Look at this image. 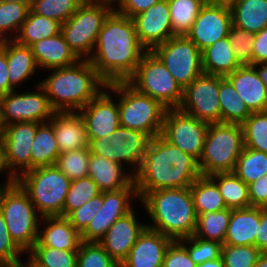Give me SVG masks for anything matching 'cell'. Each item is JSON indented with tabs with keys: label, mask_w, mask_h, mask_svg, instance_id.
<instances>
[{
	"label": "cell",
	"mask_w": 267,
	"mask_h": 267,
	"mask_svg": "<svg viewBox=\"0 0 267 267\" xmlns=\"http://www.w3.org/2000/svg\"><path fill=\"white\" fill-rule=\"evenodd\" d=\"M139 204L150 217L151 225L146 223L148 228L174 241L194 235L197 214L190 187L151 191Z\"/></svg>",
	"instance_id": "277c9868"
},
{
	"label": "cell",
	"mask_w": 267,
	"mask_h": 267,
	"mask_svg": "<svg viewBox=\"0 0 267 267\" xmlns=\"http://www.w3.org/2000/svg\"><path fill=\"white\" fill-rule=\"evenodd\" d=\"M189 253L193 262L197 265L208 260L220 258L222 246L220 242L203 240L194 235L178 240Z\"/></svg>",
	"instance_id": "7dc6e473"
},
{
	"label": "cell",
	"mask_w": 267,
	"mask_h": 267,
	"mask_svg": "<svg viewBox=\"0 0 267 267\" xmlns=\"http://www.w3.org/2000/svg\"><path fill=\"white\" fill-rule=\"evenodd\" d=\"M40 225L38 240L33 247L78 250L79 245L82 242L80 233L73 227L66 217H42Z\"/></svg>",
	"instance_id": "603a6c76"
},
{
	"label": "cell",
	"mask_w": 267,
	"mask_h": 267,
	"mask_svg": "<svg viewBox=\"0 0 267 267\" xmlns=\"http://www.w3.org/2000/svg\"><path fill=\"white\" fill-rule=\"evenodd\" d=\"M152 52L162 61L177 83L185 89L203 73L201 51L186 36H174Z\"/></svg>",
	"instance_id": "7c38bea8"
},
{
	"label": "cell",
	"mask_w": 267,
	"mask_h": 267,
	"mask_svg": "<svg viewBox=\"0 0 267 267\" xmlns=\"http://www.w3.org/2000/svg\"><path fill=\"white\" fill-rule=\"evenodd\" d=\"M101 193L98 185L89 176L72 180L63 205V217Z\"/></svg>",
	"instance_id": "b9f144b4"
},
{
	"label": "cell",
	"mask_w": 267,
	"mask_h": 267,
	"mask_svg": "<svg viewBox=\"0 0 267 267\" xmlns=\"http://www.w3.org/2000/svg\"><path fill=\"white\" fill-rule=\"evenodd\" d=\"M171 238L148 227L139 235L120 267H163Z\"/></svg>",
	"instance_id": "7402d4cb"
},
{
	"label": "cell",
	"mask_w": 267,
	"mask_h": 267,
	"mask_svg": "<svg viewBox=\"0 0 267 267\" xmlns=\"http://www.w3.org/2000/svg\"><path fill=\"white\" fill-rule=\"evenodd\" d=\"M103 206V192L72 211L66 218L81 234L91 222L95 214Z\"/></svg>",
	"instance_id": "816d5d0a"
},
{
	"label": "cell",
	"mask_w": 267,
	"mask_h": 267,
	"mask_svg": "<svg viewBox=\"0 0 267 267\" xmlns=\"http://www.w3.org/2000/svg\"><path fill=\"white\" fill-rule=\"evenodd\" d=\"M5 128V124L3 122V118H2V104H1V100H0V137L2 135V132L4 131Z\"/></svg>",
	"instance_id": "003e7915"
},
{
	"label": "cell",
	"mask_w": 267,
	"mask_h": 267,
	"mask_svg": "<svg viewBox=\"0 0 267 267\" xmlns=\"http://www.w3.org/2000/svg\"><path fill=\"white\" fill-rule=\"evenodd\" d=\"M209 177L217 184L227 208L241 209L251 206L248 185L234 172H219Z\"/></svg>",
	"instance_id": "d6a6232c"
},
{
	"label": "cell",
	"mask_w": 267,
	"mask_h": 267,
	"mask_svg": "<svg viewBox=\"0 0 267 267\" xmlns=\"http://www.w3.org/2000/svg\"><path fill=\"white\" fill-rule=\"evenodd\" d=\"M40 124L16 122L5 126L2 132L6 163L16 178L31 169V146Z\"/></svg>",
	"instance_id": "ac0fdd59"
},
{
	"label": "cell",
	"mask_w": 267,
	"mask_h": 267,
	"mask_svg": "<svg viewBox=\"0 0 267 267\" xmlns=\"http://www.w3.org/2000/svg\"><path fill=\"white\" fill-rule=\"evenodd\" d=\"M78 112L85 122L88 140L102 138L115 131L120 126L117 82L107 84L96 97Z\"/></svg>",
	"instance_id": "e0dca14e"
},
{
	"label": "cell",
	"mask_w": 267,
	"mask_h": 267,
	"mask_svg": "<svg viewBox=\"0 0 267 267\" xmlns=\"http://www.w3.org/2000/svg\"><path fill=\"white\" fill-rule=\"evenodd\" d=\"M5 172L6 179L4 178L3 182H0V188L10 186L12 184L17 183V178L11 173L9 170L7 163H6V155H5V148L0 137V176L1 173Z\"/></svg>",
	"instance_id": "680465c9"
},
{
	"label": "cell",
	"mask_w": 267,
	"mask_h": 267,
	"mask_svg": "<svg viewBox=\"0 0 267 267\" xmlns=\"http://www.w3.org/2000/svg\"><path fill=\"white\" fill-rule=\"evenodd\" d=\"M209 124L198 120L179 108L167 109L162 136L183 152L201 158Z\"/></svg>",
	"instance_id": "5bb4252c"
},
{
	"label": "cell",
	"mask_w": 267,
	"mask_h": 267,
	"mask_svg": "<svg viewBox=\"0 0 267 267\" xmlns=\"http://www.w3.org/2000/svg\"><path fill=\"white\" fill-rule=\"evenodd\" d=\"M255 34L247 30L231 26L228 40L240 66L253 65V42Z\"/></svg>",
	"instance_id": "c3c4849f"
},
{
	"label": "cell",
	"mask_w": 267,
	"mask_h": 267,
	"mask_svg": "<svg viewBox=\"0 0 267 267\" xmlns=\"http://www.w3.org/2000/svg\"><path fill=\"white\" fill-rule=\"evenodd\" d=\"M207 0H168L174 36H186Z\"/></svg>",
	"instance_id": "74e56055"
},
{
	"label": "cell",
	"mask_w": 267,
	"mask_h": 267,
	"mask_svg": "<svg viewBox=\"0 0 267 267\" xmlns=\"http://www.w3.org/2000/svg\"><path fill=\"white\" fill-rule=\"evenodd\" d=\"M3 2H19V3H25L31 5L32 0H0V3Z\"/></svg>",
	"instance_id": "a7ac6f4b"
},
{
	"label": "cell",
	"mask_w": 267,
	"mask_h": 267,
	"mask_svg": "<svg viewBox=\"0 0 267 267\" xmlns=\"http://www.w3.org/2000/svg\"><path fill=\"white\" fill-rule=\"evenodd\" d=\"M0 210L12 240L27 254L38 240L42 217L18 183L0 188Z\"/></svg>",
	"instance_id": "8992f818"
},
{
	"label": "cell",
	"mask_w": 267,
	"mask_h": 267,
	"mask_svg": "<svg viewBox=\"0 0 267 267\" xmlns=\"http://www.w3.org/2000/svg\"><path fill=\"white\" fill-rule=\"evenodd\" d=\"M232 26L231 10L207 1L201 8L186 37L202 52L229 34Z\"/></svg>",
	"instance_id": "d6986e66"
},
{
	"label": "cell",
	"mask_w": 267,
	"mask_h": 267,
	"mask_svg": "<svg viewBox=\"0 0 267 267\" xmlns=\"http://www.w3.org/2000/svg\"><path fill=\"white\" fill-rule=\"evenodd\" d=\"M226 78L252 113L267 111V89L253 66H240Z\"/></svg>",
	"instance_id": "cb8c5ba5"
},
{
	"label": "cell",
	"mask_w": 267,
	"mask_h": 267,
	"mask_svg": "<svg viewBox=\"0 0 267 267\" xmlns=\"http://www.w3.org/2000/svg\"><path fill=\"white\" fill-rule=\"evenodd\" d=\"M135 199L136 202L139 201L134 181L128 187L117 191H103V206L80 234L81 240L99 242L117 219L134 209Z\"/></svg>",
	"instance_id": "2e32d148"
},
{
	"label": "cell",
	"mask_w": 267,
	"mask_h": 267,
	"mask_svg": "<svg viewBox=\"0 0 267 267\" xmlns=\"http://www.w3.org/2000/svg\"><path fill=\"white\" fill-rule=\"evenodd\" d=\"M34 87V91L19 93L16 89L0 97L5 126L16 122L46 123L53 117L56 111L40 81Z\"/></svg>",
	"instance_id": "4fadbf2b"
},
{
	"label": "cell",
	"mask_w": 267,
	"mask_h": 267,
	"mask_svg": "<svg viewBox=\"0 0 267 267\" xmlns=\"http://www.w3.org/2000/svg\"><path fill=\"white\" fill-rule=\"evenodd\" d=\"M219 76L202 73L185 89L179 109L208 124L221 123Z\"/></svg>",
	"instance_id": "9a60e30c"
},
{
	"label": "cell",
	"mask_w": 267,
	"mask_h": 267,
	"mask_svg": "<svg viewBox=\"0 0 267 267\" xmlns=\"http://www.w3.org/2000/svg\"><path fill=\"white\" fill-rule=\"evenodd\" d=\"M260 222V207L250 206L231 209L224 244L234 246H255V234Z\"/></svg>",
	"instance_id": "83f0119b"
},
{
	"label": "cell",
	"mask_w": 267,
	"mask_h": 267,
	"mask_svg": "<svg viewBox=\"0 0 267 267\" xmlns=\"http://www.w3.org/2000/svg\"><path fill=\"white\" fill-rule=\"evenodd\" d=\"M202 70L205 74L226 77L238 64L228 37L222 38L201 52Z\"/></svg>",
	"instance_id": "f546056e"
},
{
	"label": "cell",
	"mask_w": 267,
	"mask_h": 267,
	"mask_svg": "<svg viewBox=\"0 0 267 267\" xmlns=\"http://www.w3.org/2000/svg\"><path fill=\"white\" fill-rule=\"evenodd\" d=\"M5 51L11 92L16 88L19 89V85H23L22 83L30 81L29 79L39 69L31 47L21 45L15 40H10L6 45Z\"/></svg>",
	"instance_id": "f1b7e54d"
},
{
	"label": "cell",
	"mask_w": 267,
	"mask_h": 267,
	"mask_svg": "<svg viewBox=\"0 0 267 267\" xmlns=\"http://www.w3.org/2000/svg\"><path fill=\"white\" fill-rule=\"evenodd\" d=\"M160 0H117L113 5L116 12L133 18L135 15L149 9Z\"/></svg>",
	"instance_id": "db71d44e"
},
{
	"label": "cell",
	"mask_w": 267,
	"mask_h": 267,
	"mask_svg": "<svg viewBox=\"0 0 267 267\" xmlns=\"http://www.w3.org/2000/svg\"><path fill=\"white\" fill-rule=\"evenodd\" d=\"M96 1H105V2L112 3L113 5L117 2V0H96Z\"/></svg>",
	"instance_id": "89a4df30"
},
{
	"label": "cell",
	"mask_w": 267,
	"mask_h": 267,
	"mask_svg": "<svg viewBox=\"0 0 267 267\" xmlns=\"http://www.w3.org/2000/svg\"><path fill=\"white\" fill-rule=\"evenodd\" d=\"M267 63V26L254 36L253 65Z\"/></svg>",
	"instance_id": "9f6ffc18"
},
{
	"label": "cell",
	"mask_w": 267,
	"mask_h": 267,
	"mask_svg": "<svg viewBox=\"0 0 267 267\" xmlns=\"http://www.w3.org/2000/svg\"><path fill=\"white\" fill-rule=\"evenodd\" d=\"M25 253L12 240L3 214L0 210V267H17L25 263L22 261Z\"/></svg>",
	"instance_id": "f907efd6"
},
{
	"label": "cell",
	"mask_w": 267,
	"mask_h": 267,
	"mask_svg": "<svg viewBox=\"0 0 267 267\" xmlns=\"http://www.w3.org/2000/svg\"><path fill=\"white\" fill-rule=\"evenodd\" d=\"M30 47L40 71L68 67L80 60L61 32L53 37L37 41Z\"/></svg>",
	"instance_id": "d4e9b609"
},
{
	"label": "cell",
	"mask_w": 267,
	"mask_h": 267,
	"mask_svg": "<svg viewBox=\"0 0 267 267\" xmlns=\"http://www.w3.org/2000/svg\"><path fill=\"white\" fill-rule=\"evenodd\" d=\"M47 71L40 85L56 112H78L107 86L88 59Z\"/></svg>",
	"instance_id": "3957f363"
},
{
	"label": "cell",
	"mask_w": 267,
	"mask_h": 267,
	"mask_svg": "<svg viewBox=\"0 0 267 267\" xmlns=\"http://www.w3.org/2000/svg\"><path fill=\"white\" fill-rule=\"evenodd\" d=\"M88 176L102 192L126 188L134 181V176L124 166L94 154L89 159Z\"/></svg>",
	"instance_id": "4316f807"
},
{
	"label": "cell",
	"mask_w": 267,
	"mask_h": 267,
	"mask_svg": "<svg viewBox=\"0 0 267 267\" xmlns=\"http://www.w3.org/2000/svg\"><path fill=\"white\" fill-rule=\"evenodd\" d=\"M135 209L117 219L99 241V244L119 265L127 258L137 238L147 227L146 223L138 219Z\"/></svg>",
	"instance_id": "44dd1931"
},
{
	"label": "cell",
	"mask_w": 267,
	"mask_h": 267,
	"mask_svg": "<svg viewBox=\"0 0 267 267\" xmlns=\"http://www.w3.org/2000/svg\"><path fill=\"white\" fill-rule=\"evenodd\" d=\"M233 172L247 185L267 175V153L244 147Z\"/></svg>",
	"instance_id": "ab89813d"
},
{
	"label": "cell",
	"mask_w": 267,
	"mask_h": 267,
	"mask_svg": "<svg viewBox=\"0 0 267 267\" xmlns=\"http://www.w3.org/2000/svg\"><path fill=\"white\" fill-rule=\"evenodd\" d=\"M49 122L60 153L88 147L85 122L79 112H55Z\"/></svg>",
	"instance_id": "484cf974"
},
{
	"label": "cell",
	"mask_w": 267,
	"mask_h": 267,
	"mask_svg": "<svg viewBox=\"0 0 267 267\" xmlns=\"http://www.w3.org/2000/svg\"><path fill=\"white\" fill-rule=\"evenodd\" d=\"M210 3L219 5V6H224L231 8L233 5H235L239 0H207Z\"/></svg>",
	"instance_id": "be15d7a7"
},
{
	"label": "cell",
	"mask_w": 267,
	"mask_h": 267,
	"mask_svg": "<svg viewBox=\"0 0 267 267\" xmlns=\"http://www.w3.org/2000/svg\"><path fill=\"white\" fill-rule=\"evenodd\" d=\"M241 125L244 147L267 153V111L253 112Z\"/></svg>",
	"instance_id": "60d3db41"
},
{
	"label": "cell",
	"mask_w": 267,
	"mask_h": 267,
	"mask_svg": "<svg viewBox=\"0 0 267 267\" xmlns=\"http://www.w3.org/2000/svg\"><path fill=\"white\" fill-rule=\"evenodd\" d=\"M230 217L231 209L229 208L218 212L206 211L197 215L194 236L224 244Z\"/></svg>",
	"instance_id": "8d00e7d4"
},
{
	"label": "cell",
	"mask_w": 267,
	"mask_h": 267,
	"mask_svg": "<svg viewBox=\"0 0 267 267\" xmlns=\"http://www.w3.org/2000/svg\"><path fill=\"white\" fill-rule=\"evenodd\" d=\"M90 156L88 147L62 152L54 165L72 181L88 176Z\"/></svg>",
	"instance_id": "ee69618b"
},
{
	"label": "cell",
	"mask_w": 267,
	"mask_h": 267,
	"mask_svg": "<svg viewBox=\"0 0 267 267\" xmlns=\"http://www.w3.org/2000/svg\"><path fill=\"white\" fill-rule=\"evenodd\" d=\"M146 52L137 37L133 19L113 9L103 22L88 60L109 84L127 81Z\"/></svg>",
	"instance_id": "6da1fadb"
},
{
	"label": "cell",
	"mask_w": 267,
	"mask_h": 267,
	"mask_svg": "<svg viewBox=\"0 0 267 267\" xmlns=\"http://www.w3.org/2000/svg\"><path fill=\"white\" fill-rule=\"evenodd\" d=\"M230 10L235 27L256 34L267 26V0H239Z\"/></svg>",
	"instance_id": "4dcf8cb0"
},
{
	"label": "cell",
	"mask_w": 267,
	"mask_h": 267,
	"mask_svg": "<svg viewBox=\"0 0 267 267\" xmlns=\"http://www.w3.org/2000/svg\"><path fill=\"white\" fill-rule=\"evenodd\" d=\"M218 100L222 123L242 124L252 114L226 77L219 76Z\"/></svg>",
	"instance_id": "e575fe53"
},
{
	"label": "cell",
	"mask_w": 267,
	"mask_h": 267,
	"mask_svg": "<svg viewBox=\"0 0 267 267\" xmlns=\"http://www.w3.org/2000/svg\"><path fill=\"white\" fill-rule=\"evenodd\" d=\"M76 267H120L99 242H81Z\"/></svg>",
	"instance_id": "bcb514c9"
},
{
	"label": "cell",
	"mask_w": 267,
	"mask_h": 267,
	"mask_svg": "<svg viewBox=\"0 0 267 267\" xmlns=\"http://www.w3.org/2000/svg\"><path fill=\"white\" fill-rule=\"evenodd\" d=\"M59 154L53 125L41 123L31 146V169L54 165Z\"/></svg>",
	"instance_id": "1f68e13d"
},
{
	"label": "cell",
	"mask_w": 267,
	"mask_h": 267,
	"mask_svg": "<svg viewBox=\"0 0 267 267\" xmlns=\"http://www.w3.org/2000/svg\"><path fill=\"white\" fill-rule=\"evenodd\" d=\"M196 267H224L223 258L208 260L203 263L197 264Z\"/></svg>",
	"instance_id": "6125c7cd"
},
{
	"label": "cell",
	"mask_w": 267,
	"mask_h": 267,
	"mask_svg": "<svg viewBox=\"0 0 267 267\" xmlns=\"http://www.w3.org/2000/svg\"><path fill=\"white\" fill-rule=\"evenodd\" d=\"M127 82L139 92L159 101L167 109L179 108L181 105L183 89L152 51L143 55Z\"/></svg>",
	"instance_id": "30bf717a"
},
{
	"label": "cell",
	"mask_w": 267,
	"mask_h": 267,
	"mask_svg": "<svg viewBox=\"0 0 267 267\" xmlns=\"http://www.w3.org/2000/svg\"><path fill=\"white\" fill-rule=\"evenodd\" d=\"M254 267H267V253H262L258 257Z\"/></svg>",
	"instance_id": "e7e4bbea"
},
{
	"label": "cell",
	"mask_w": 267,
	"mask_h": 267,
	"mask_svg": "<svg viewBox=\"0 0 267 267\" xmlns=\"http://www.w3.org/2000/svg\"><path fill=\"white\" fill-rule=\"evenodd\" d=\"M10 39L0 31V52L4 51Z\"/></svg>",
	"instance_id": "03108f58"
},
{
	"label": "cell",
	"mask_w": 267,
	"mask_h": 267,
	"mask_svg": "<svg viewBox=\"0 0 267 267\" xmlns=\"http://www.w3.org/2000/svg\"><path fill=\"white\" fill-rule=\"evenodd\" d=\"M200 176L198 160L159 135L151 138L134 183L140 201L151 191L190 187Z\"/></svg>",
	"instance_id": "7a4b0ae2"
},
{
	"label": "cell",
	"mask_w": 267,
	"mask_h": 267,
	"mask_svg": "<svg viewBox=\"0 0 267 267\" xmlns=\"http://www.w3.org/2000/svg\"><path fill=\"white\" fill-rule=\"evenodd\" d=\"M252 66L256 69L260 80L265 84L267 89V63H259Z\"/></svg>",
	"instance_id": "94428289"
},
{
	"label": "cell",
	"mask_w": 267,
	"mask_h": 267,
	"mask_svg": "<svg viewBox=\"0 0 267 267\" xmlns=\"http://www.w3.org/2000/svg\"><path fill=\"white\" fill-rule=\"evenodd\" d=\"M197 215L203 212H218L226 209V204L217 184L209 176H200L190 186Z\"/></svg>",
	"instance_id": "d590c367"
},
{
	"label": "cell",
	"mask_w": 267,
	"mask_h": 267,
	"mask_svg": "<svg viewBox=\"0 0 267 267\" xmlns=\"http://www.w3.org/2000/svg\"><path fill=\"white\" fill-rule=\"evenodd\" d=\"M255 246L262 253H267V209L262 207H260V222L255 234Z\"/></svg>",
	"instance_id": "6f0895ef"
},
{
	"label": "cell",
	"mask_w": 267,
	"mask_h": 267,
	"mask_svg": "<svg viewBox=\"0 0 267 267\" xmlns=\"http://www.w3.org/2000/svg\"><path fill=\"white\" fill-rule=\"evenodd\" d=\"M120 126L144 132L151 138L162 134L167 108L159 101L133 88L127 81L117 82Z\"/></svg>",
	"instance_id": "ba28073f"
},
{
	"label": "cell",
	"mask_w": 267,
	"mask_h": 267,
	"mask_svg": "<svg viewBox=\"0 0 267 267\" xmlns=\"http://www.w3.org/2000/svg\"><path fill=\"white\" fill-rule=\"evenodd\" d=\"M140 44L152 51L156 46L174 37L168 0H160L133 18Z\"/></svg>",
	"instance_id": "ffe728a7"
},
{
	"label": "cell",
	"mask_w": 267,
	"mask_h": 267,
	"mask_svg": "<svg viewBox=\"0 0 267 267\" xmlns=\"http://www.w3.org/2000/svg\"><path fill=\"white\" fill-rule=\"evenodd\" d=\"M30 5L19 2L0 3V31L14 40L26 20Z\"/></svg>",
	"instance_id": "f6af8a7d"
},
{
	"label": "cell",
	"mask_w": 267,
	"mask_h": 267,
	"mask_svg": "<svg viewBox=\"0 0 267 267\" xmlns=\"http://www.w3.org/2000/svg\"><path fill=\"white\" fill-rule=\"evenodd\" d=\"M105 1L85 0L63 24L61 33L80 59H89L105 18L113 10Z\"/></svg>",
	"instance_id": "9c48e42d"
},
{
	"label": "cell",
	"mask_w": 267,
	"mask_h": 267,
	"mask_svg": "<svg viewBox=\"0 0 267 267\" xmlns=\"http://www.w3.org/2000/svg\"><path fill=\"white\" fill-rule=\"evenodd\" d=\"M262 252L252 245L248 246H222L224 267H254Z\"/></svg>",
	"instance_id": "681fc988"
},
{
	"label": "cell",
	"mask_w": 267,
	"mask_h": 267,
	"mask_svg": "<svg viewBox=\"0 0 267 267\" xmlns=\"http://www.w3.org/2000/svg\"><path fill=\"white\" fill-rule=\"evenodd\" d=\"M248 191L251 206L267 209V175L248 184Z\"/></svg>",
	"instance_id": "11a10c76"
},
{
	"label": "cell",
	"mask_w": 267,
	"mask_h": 267,
	"mask_svg": "<svg viewBox=\"0 0 267 267\" xmlns=\"http://www.w3.org/2000/svg\"><path fill=\"white\" fill-rule=\"evenodd\" d=\"M60 32L61 24L58 21L34 13L30 9L14 40L30 47L35 42L53 37Z\"/></svg>",
	"instance_id": "836d02e7"
},
{
	"label": "cell",
	"mask_w": 267,
	"mask_h": 267,
	"mask_svg": "<svg viewBox=\"0 0 267 267\" xmlns=\"http://www.w3.org/2000/svg\"><path fill=\"white\" fill-rule=\"evenodd\" d=\"M78 250L32 247L26 254L25 267H76Z\"/></svg>",
	"instance_id": "f35d334b"
},
{
	"label": "cell",
	"mask_w": 267,
	"mask_h": 267,
	"mask_svg": "<svg viewBox=\"0 0 267 267\" xmlns=\"http://www.w3.org/2000/svg\"><path fill=\"white\" fill-rule=\"evenodd\" d=\"M150 140L151 137L144 132L119 126L107 136L89 139L88 149L91 154L118 162L125 168L127 166V170L134 176L142 163Z\"/></svg>",
	"instance_id": "8fae6325"
},
{
	"label": "cell",
	"mask_w": 267,
	"mask_h": 267,
	"mask_svg": "<svg viewBox=\"0 0 267 267\" xmlns=\"http://www.w3.org/2000/svg\"><path fill=\"white\" fill-rule=\"evenodd\" d=\"M163 267H196L187 249L178 241H173L165 254Z\"/></svg>",
	"instance_id": "f5cc1de1"
},
{
	"label": "cell",
	"mask_w": 267,
	"mask_h": 267,
	"mask_svg": "<svg viewBox=\"0 0 267 267\" xmlns=\"http://www.w3.org/2000/svg\"><path fill=\"white\" fill-rule=\"evenodd\" d=\"M243 148L241 124L222 122L209 124L203 152L198 161L201 175L233 172Z\"/></svg>",
	"instance_id": "52a82bcc"
},
{
	"label": "cell",
	"mask_w": 267,
	"mask_h": 267,
	"mask_svg": "<svg viewBox=\"0 0 267 267\" xmlns=\"http://www.w3.org/2000/svg\"><path fill=\"white\" fill-rule=\"evenodd\" d=\"M17 183L28 194L41 217H63V205L71 180L55 165L25 171Z\"/></svg>",
	"instance_id": "5b68a950"
},
{
	"label": "cell",
	"mask_w": 267,
	"mask_h": 267,
	"mask_svg": "<svg viewBox=\"0 0 267 267\" xmlns=\"http://www.w3.org/2000/svg\"><path fill=\"white\" fill-rule=\"evenodd\" d=\"M85 0H32L30 9L39 15L66 22Z\"/></svg>",
	"instance_id": "7bdbcfd3"
},
{
	"label": "cell",
	"mask_w": 267,
	"mask_h": 267,
	"mask_svg": "<svg viewBox=\"0 0 267 267\" xmlns=\"http://www.w3.org/2000/svg\"><path fill=\"white\" fill-rule=\"evenodd\" d=\"M10 92L6 51L0 52V97Z\"/></svg>",
	"instance_id": "91938a15"
}]
</instances>
